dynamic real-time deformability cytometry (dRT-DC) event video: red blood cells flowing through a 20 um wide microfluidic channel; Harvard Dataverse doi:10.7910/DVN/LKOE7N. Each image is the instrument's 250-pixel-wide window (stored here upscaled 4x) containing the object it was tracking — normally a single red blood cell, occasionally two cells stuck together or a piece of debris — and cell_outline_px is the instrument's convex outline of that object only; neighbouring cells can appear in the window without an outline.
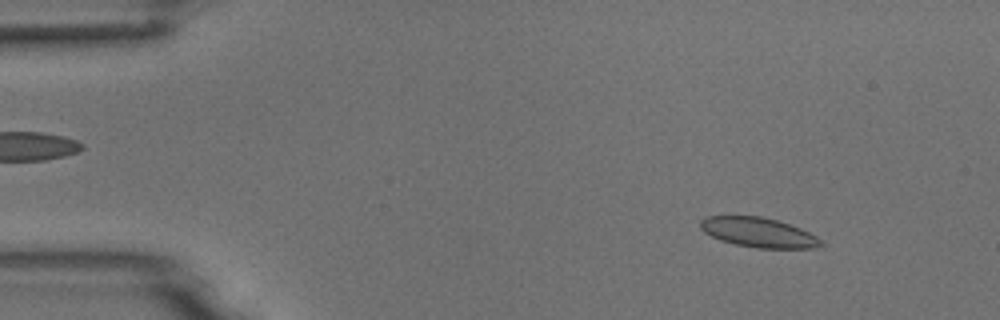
{"species": "common noctule bat (a hibernating species)", "species_latin": "Nyctalus noctula", "temperature_condition": "room temperature", "stored_images_in_passage": 53, "camera_frame_rate_fps": 3000, "um_per_image_px": 0.085, "animal": {"sex": "male", "body_mass_g": 18.8}, "frame": {"image": 1, "passage_image": 6, "time_ms": 1.667, "image_size_px": [1000, 320], "cell_outline_px": [[824, 244], [812, 248], [756, 248], [736, 244], [720, 240], [704, 232], [700, 228], [700, 220], [704, 216], [760, 216], [776, 220], [800, 228], [816, 236]], "centroid_in_image_um": [64.43, 19.75], "position_along_channel_um": 20.6, "area_um2": 20.69}}
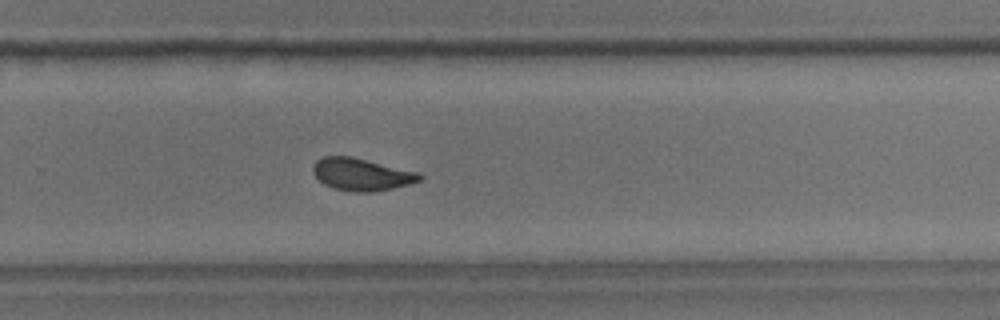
{"frame": {"image": 2, "passage_image": 35, "time_ms": 11.333, "image_size_px": [1000, 320], "cell_outline_px": [[424, 180], [392, 188], [372, 192], [352, 192], [332, 188], [324, 184], [316, 176], [312, 168], [316, 160], [324, 156], [352, 156], [420, 172], [424, 176]], "centroid_in_image_um": [30.77, 14.82], "position_along_channel_um": 299.0, "area_um2": 20.29}}
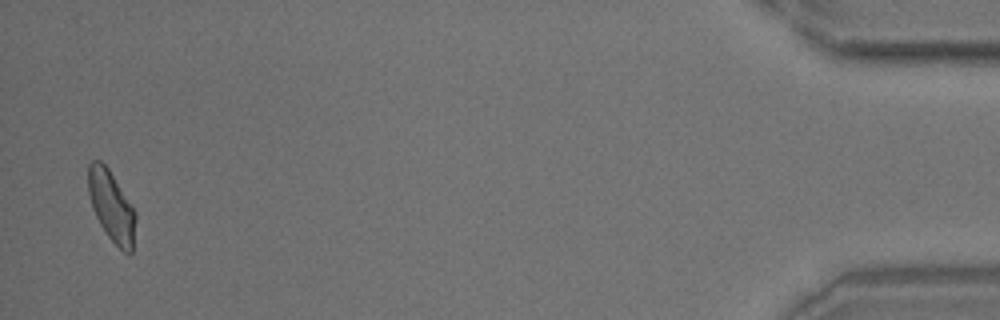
{"frame": {"image": 3, "passage_image": 52, "time_ms": 17.0, "image_size_px": [1000, 320], "cell_outline_px": [[136, 220], [132, 252], [124, 252], [108, 236], [100, 224], [92, 208], [88, 196], [88, 164], [92, 160], [100, 160], [108, 168], [132, 204], [136, 212]], "centroid_in_image_um": [9.47, 17.49], "position_along_channel_um": 425.7, "area_um2": 19.54}}